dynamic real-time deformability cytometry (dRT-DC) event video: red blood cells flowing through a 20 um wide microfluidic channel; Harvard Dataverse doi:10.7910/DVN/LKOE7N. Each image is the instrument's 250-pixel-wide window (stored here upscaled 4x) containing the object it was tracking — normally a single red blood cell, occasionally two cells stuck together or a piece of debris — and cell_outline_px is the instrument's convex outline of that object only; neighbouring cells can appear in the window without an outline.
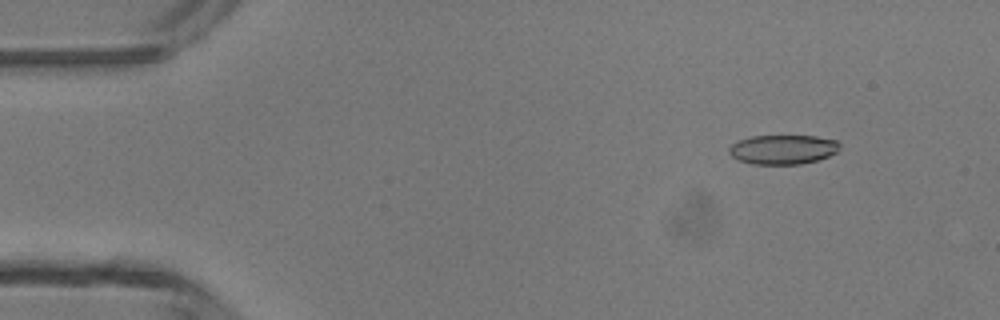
{"species": "common noctule bat (a hibernating species)", "species_latin": "Nyctalus noctula", "temperature_condition": "room temperature", "stored_images_in_passage": 5, "camera_frame_rate_fps": 3000, "um_per_image_px": 0.085, "animal": {"sex": "male", "body_mass_g": 13.3}, "frame": {"image": 1, "passage_image": 2, "time_ms": 1.0, "image_size_px": [1000, 320], "cell_outline_px": [[840, 148], [836, 152], [828, 156], [816, 160], [800, 164], [752, 164], [736, 160], [728, 152], [728, 148], [736, 140], [752, 136], [816, 136], [836, 140], [840, 144]], "centroid_in_image_um": [66.51, 12.7], "position_along_channel_um": 18.5, "area_um2": 19.07}}